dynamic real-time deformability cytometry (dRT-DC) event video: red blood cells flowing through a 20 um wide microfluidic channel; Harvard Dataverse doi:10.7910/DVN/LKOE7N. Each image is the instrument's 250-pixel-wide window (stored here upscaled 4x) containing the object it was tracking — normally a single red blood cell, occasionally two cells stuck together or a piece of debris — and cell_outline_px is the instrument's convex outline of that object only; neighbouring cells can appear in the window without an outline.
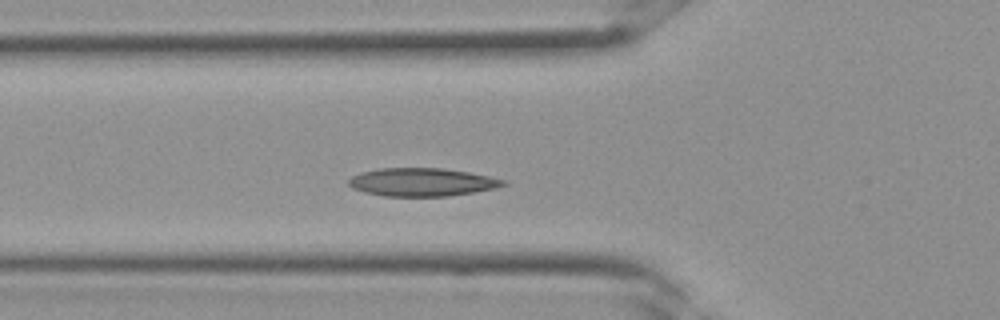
{"species": "Egyptian fruit bat (a non-hibernating species)", "species_latin": "Rousettus aegyptiacus", "temperature_condition": "room temperature", "stored_images_in_passage": 31, "camera_frame_rate_fps": 3000, "um_per_image_px": 0.085, "frame": {"image": 1, "passage_image": 8, "time_ms": 2.333, "image_size_px": [1000, 320], "cell_outline_px": [[508, 184], [492, 188], [472, 192], [448, 196], [384, 196], [364, 192], [352, 188], [348, 184], [348, 180], [352, 176], [360, 172], [380, 168], [444, 168], [468, 172], [508, 180]], "centroid_in_image_um": [35.84, 15.47], "position_along_channel_um": 90.0, "area_um2": 25.32}}
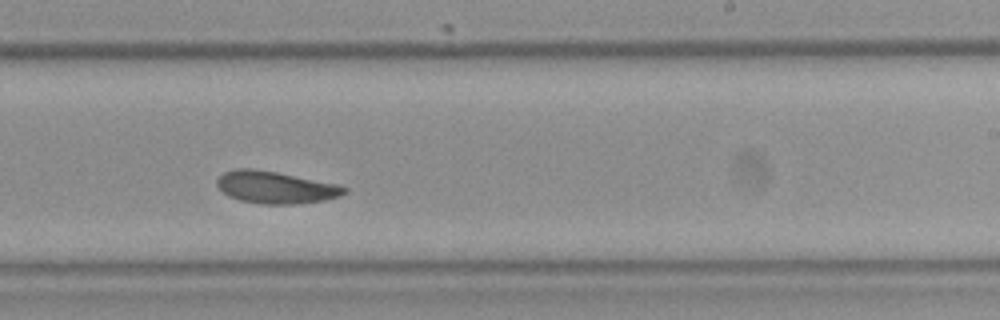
{"frame": {"image": 2, "passage_image": 17, "time_ms": 5.333, "image_size_px": [1000, 320], "cell_outline_px": [[348, 192], [340, 196], [324, 200], [296, 204], [260, 204], [240, 200], [228, 196], [216, 184], [216, 180], [224, 172], [236, 168], [248, 168], [276, 172], [340, 184], [348, 188]], "centroid_in_image_um": [23.45, 15.93], "position_along_channel_um": 265.5, "area_um2": 23.93}}
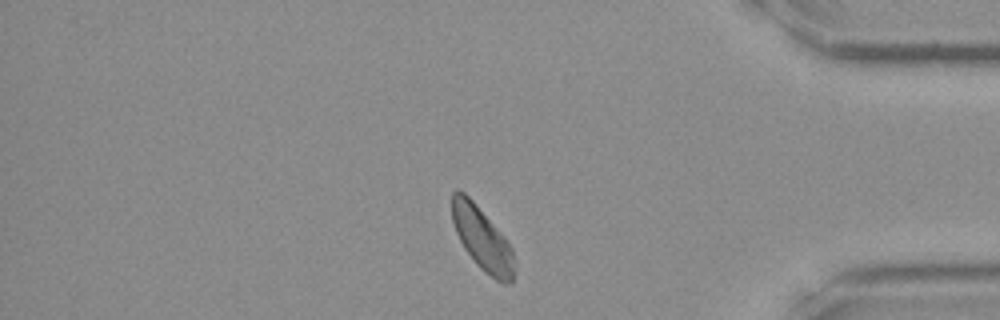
{"frame": {"image": 3, "passage_image": 25, "time_ms": 8.0, "image_size_px": [1000, 320], "cell_outline_px": [[516, 268], [512, 284], [504, 284], [496, 280], [484, 272], [476, 264], [464, 248], [456, 232], [452, 220], [452, 192], [456, 188], [464, 192], [476, 204], [504, 236], [512, 248], [516, 260]], "centroid_in_image_um": [41.02, 20.34], "position_along_channel_um": 394.2, "area_um2": 23.24}}